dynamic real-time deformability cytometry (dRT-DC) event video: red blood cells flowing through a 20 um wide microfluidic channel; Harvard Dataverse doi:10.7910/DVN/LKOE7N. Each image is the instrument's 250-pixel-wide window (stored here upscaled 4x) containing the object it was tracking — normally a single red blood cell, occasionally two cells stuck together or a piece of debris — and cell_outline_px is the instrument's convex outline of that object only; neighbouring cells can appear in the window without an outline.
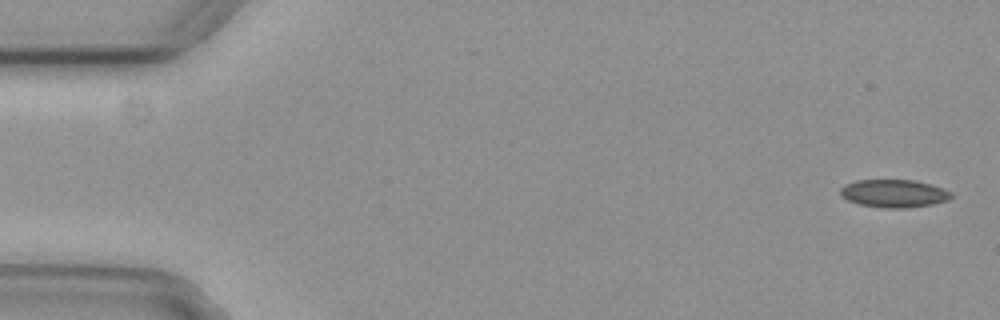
{"species": "common noctule bat (a hibernating species)", "species_latin": "Nyctalus noctula", "temperature_condition": "cold", "stored_images_in_passage": 4, "segment_of_instrument_passage": [2, 2], "camera_frame_rate_fps": 3000, "um_per_image_px": 0.085, "animal": {"sex": "female", "body_mass_g": 29.2, "forearm_length_mm": 56.3}, "frame": {"image": 1, "passage_image": 4, "time_ms": 1.0, "image_size_px": [1000, 320], "cell_outline_px": [[952, 196], [948, 200], [932, 204], [908, 208], [884, 208], [860, 204], [848, 200], [840, 196], [840, 188], [844, 184], [856, 180], [916, 180], [944, 188], [952, 192]], "centroid_in_image_um": [75.98, 16.44], "position_along_channel_um": 9.0, "area_um2": 18.15}}